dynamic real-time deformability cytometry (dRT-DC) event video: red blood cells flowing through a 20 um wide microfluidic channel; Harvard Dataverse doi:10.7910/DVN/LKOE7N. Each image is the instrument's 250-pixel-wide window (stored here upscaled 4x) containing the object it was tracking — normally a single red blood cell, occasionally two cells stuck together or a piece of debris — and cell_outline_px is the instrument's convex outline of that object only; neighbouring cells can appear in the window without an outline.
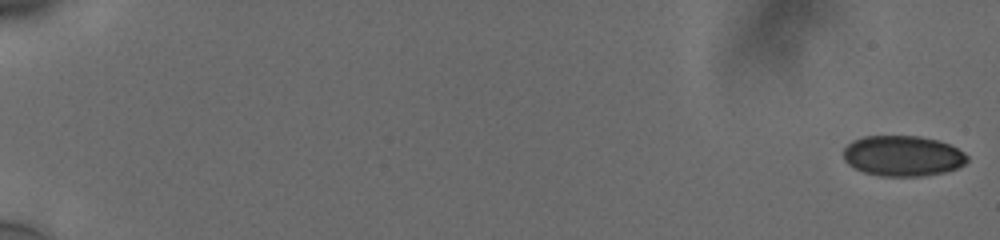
{"species": "human", "species_latin": "Homo sapiens", "temperature_condition": "cold", "stored_images_in_passage": 57, "camera_frame_rate_fps": 3000, "um_per_image_px": 0.085, "donor": {"sex": "male"}, "frame": {"image": 1, "passage_image": 1, "time_ms": 0.0, "image_size_px": [1000, 240], "cell_outline_px": [[968, 160], [964, 164], [956, 168], [944, 172], [920, 176], [880, 176], [864, 172], [848, 164], [844, 160], [844, 148], [852, 140], [864, 136], [920, 136], [936, 140], [948, 144], [964, 152], [968, 156]], "centroid_in_image_um": [76.72, 13.25], "position_along_channel_um": 8.3, "area_um2": 29.13}}
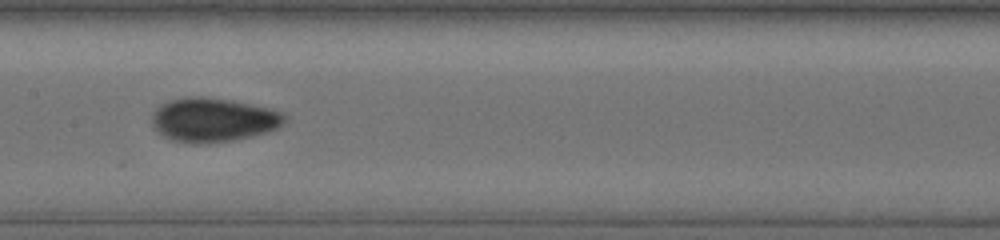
{"frame": {"image": 2, "passage_image": 32, "time_ms": 10.333, "image_size_px": [1000, 240], "cell_outline_px": [[288, 120], [284, 124], [276, 128], [252, 136], [236, 140], [204, 144], [192, 144], [172, 140], [164, 136], [152, 124], [152, 112], [160, 104], [168, 100], [184, 96], [204, 96], [236, 100], [272, 108], [284, 112], [288, 116]], "centroid_in_image_um": [18.16, 10.16], "position_along_channel_um": 189.2, "area_um2": 34.85}}
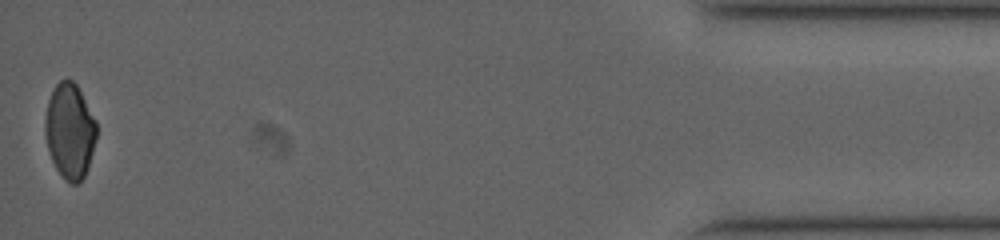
{"frame": {"image": 3, "passage_image": 57, "time_ms": 18.667, "image_size_px": [1000, 240], "cell_outline_px": [[96, 136], [88, 168], [84, 176], [76, 184], [72, 184], [64, 180], [56, 168], [52, 160], [48, 148], [44, 132], [44, 120], [48, 100], [56, 84], [60, 80], [72, 80], [76, 84], [96, 120]], "centroid_in_image_um": [5.92, 11.14], "position_along_channel_um": 429.3, "area_um2": 28.38}, "authors_computed_cell_mechanics": {"area_um2": 30.9808, "velocity_mm_per_s": 3.7868, "shape_relaxation_time_tau1_ms": 9.705, "shape_relaxation_time_tau2_ms": 0.7729, "deformation_change_tau1": 0.1156, "deformation_change_tau2": 0.0405}}